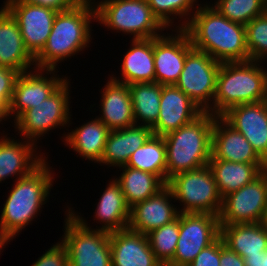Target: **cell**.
<instances>
[{
  "instance_id": "obj_38",
  "label": "cell",
  "mask_w": 267,
  "mask_h": 266,
  "mask_svg": "<svg viewBox=\"0 0 267 266\" xmlns=\"http://www.w3.org/2000/svg\"><path fill=\"white\" fill-rule=\"evenodd\" d=\"M187 266H220V237L196 256Z\"/></svg>"
},
{
  "instance_id": "obj_4",
  "label": "cell",
  "mask_w": 267,
  "mask_h": 266,
  "mask_svg": "<svg viewBox=\"0 0 267 266\" xmlns=\"http://www.w3.org/2000/svg\"><path fill=\"white\" fill-rule=\"evenodd\" d=\"M215 117L210 112H203L192 122L163 136L166 145V184L176 174L209 164Z\"/></svg>"
},
{
  "instance_id": "obj_47",
  "label": "cell",
  "mask_w": 267,
  "mask_h": 266,
  "mask_svg": "<svg viewBox=\"0 0 267 266\" xmlns=\"http://www.w3.org/2000/svg\"><path fill=\"white\" fill-rule=\"evenodd\" d=\"M162 266H175V265L167 263V264H163Z\"/></svg>"
},
{
  "instance_id": "obj_31",
  "label": "cell",
  "mask_w": 267,
  "mask_h": 266,
  "mask_svg": "<svg viewBox=\"0 0 267 266\" xmlns=\"http://www.w3.org/2000/svg\"><path fill=\"white\" fill-rule=\"evenodd\" d=\"M135 124L152 127L160 114L162 85L156 82L133 83L128 85ZM138 122V123H137Z\"/></svg>"
},
{
  "instance_id": "obj_18",
  "label": "cell",
  "mask_w": 267,
  "mask_h": 266,
  "mask_svg": "<svg viewBox=\"0 0 267 266\" xmlns=\"http://www.w3.org/2000/svg\"><path fill=\"white\" fill-rule=\"evenodd\" d=\"M171 199H174L173 193L166 185L157 194L131 207L128 228L146 235L175 220L179 209Z\"/></svg>"
},
{
  "instance_id": "obj_11",
  "label": "cell",
  "mask_w": 267,
  "mask_h": 266,
  "mask_svg": "<svg viewBox=\"0 0 267 266\" xmlns=\"http://www.w3.org/2000/svg\"><path fill=\"white\" fill-rule=\"evenodd\" d=\"M220 237L217 215L209 213H179V239L169 264L187 266L202 249Z\"/></svg>"
},
{
  "instance_id": "obj_10",
  "label": "cell",
  "mask_w": 267,
  "mask_h": 266,
  "mask_svg": "<svg viewBox=\"0 0 267 266\" xmlns=\"http://www.w3.org/2000/svg\"><path fill=\"white\" fill-rule=\"evenodd\" d=\"M220 66L221 63L206 52L193 48L186 56L184 68L175 85L204 112L212 114L211 102L215 96Z\"/></svg>"
},
{
  "instance_id": "obj_19",
  "label": "cell",
  "mask_w": 267,
  "mask_h": 266,
  "mask_svg": "<svg viewBox=\"0 0 267 266\" xmlns=\"http://www.w3.org/2000/svg\"><path fill=\"white\" fill-rule=\"evenodd\" d=\"M211 156L223 161L266 164L246 138L221 116L214 119Z\"/></svg>"
},
{
  "instance_id": "obj_45",
  "label": "cell",
  "mask_w": 267,
  "mask_h": 266,
  "mask_svg": "<svg viewBox=\"0 0 267 266\" xmlns=\"http://www.w3.org/2000/svg\"><path fill=\"white\" fill-rule=\"evenodd\" d=\"M261 223H262L263 227L267 231V206L265 208V213H264V216H263V219H262V222Z\"/></svg>"
},
{
  "instance_id": "obj_46",
  "label": "cell",
  "mask_w": 267,
  "mask_h": 266,
  "mask_svg": "<svg viewBox=\"0 0 267 266\" xmlns=\"http://www.w3.org/2000/svg\"><path fill=\"white\" fill-rule=\"evenodd\" d=\"M263 266H267V250L263 251Z\"/></svg>"
},
{
  "instance_id": "obj_24",
  "label": "cell",
  "mask_w": 267,
  "mask_h": 266,
  "mask_svg": "<svg viewBox=\"0 0 267 266\" xmlns=\"http://www.w3.org/2000/svg\"><path fill=\"white\" fill-rule=\"evenodd\" d=\"M152 128L146 125L134 124L127 128L110 130L101 164L122 167L129 157L140 148L152 135Z\"/></svg>"
},
{
  "instance_id": "obj_21",
  "label": "cell",
  "mask_w": 267,
  "mask_h": 266,
  "mask_svg": "<svg viewBox=\"0 0 267 266\" xmlns=\"http://www.w3.org/2000/svg\"><path fill=\"white\" fill-rule=\"evenodd\" d=\"M35 58L25 48L16 20L4 8L0 9V67L9 68L19 74L30 71Z\"/></svg>"
},
{
  "instance_id": "obj_9",
  "label": "cell",
  "mask_w": 267,
  "mask_h": 266,
  "mask_svg": "<svg viewBox=\"0 0 267 266\" xmlns=\"http://www.w3.org/2000/svg\"><path fill=\"white\" fill-rule=\"evenodd\" d=\"M70 81L67 80L47 99L34 108L24 111L16 120L15 128L24 137L36 143L37 139L44 136L52 128L67 126L71 119L69 112ZM36 140V141H35Z\"/></svg>"
},
{
  "instance_id": "obj_16",
  "label": "cell",
  "mask_w": 267,
  "mask_h": 266,
  "mask_svg": "<svg viewBox=\"0 0 267 266\" xmlns=\"http://www.w3.org/2000/svg\"><path fill=\"white\" fill-rule=\"evenodd\" d=\"M221 117L246 138L257 155L267 164V104L265 101L233 106Z\"/></svg>"
},
{
  "instance_id": "obj_35",
  "label": "cell",
  "mask_w": 267,
  "mask_h": 266,
  "mask_svg": "<svg viewBox=\"0 0 267 266\" xmlns=\"http://www.w3.org/2000/svg\"><path fill=\"white\" fill-rule=\"evenodd\" d=\"M195 2L197 0H147L153 15L165 28H169L174 23L172 21L174 18H171V15L176 16L175 18L178 16V18L184 19L185 17L184 22H181L182 24H179L180 26L178 25L173 31H176L177 28L184 29L186 27L190 16H192L191 11L194 8Z\"/></svg>"
},
{
  "instance_id": "obj_25",
  "label": "cell",
  "mask_w": 267,
  "mask_h": 266,
  "mask_svg": "<svg viewBox=\"0 0 267 266\" xmlns=\"http://www.w3.org/2000/svg\"><path fill=\"white\" fill-rule=\"evenodd\" d=\"M131 46L127 53H125L122 61L121 80H119L120 78L117 76L110 77L117 82L127 85L155 82L153 38L132 39Z\"/></svg>"
},
{
  "instance_id": "obj_2",
  "label": "cell",
  "mask_w": 267,
  "mask_h": 266,
  "mask_svg": "<svg viewBox=\"0 0 267 266\" xmlns=\"http://www.w3.org/2000/svg\"><path fill=\"white\" fill-rule=\"evenodd\" d=\"M91 1L82 0L72 9L57 13L47 43L35 57V66L31 69H56L58 62L89 47L90 23L96 20L95 5Z\"/></svg>"
},
{
  "instance_id": "obj_42",
  "label": "cell",
  "mask_w": 267,
  "mask_h": 266,
  "mask_svg": "<svg viewBox=\"0 0 267 266\" xmlns=\"http://www.w3.org/2000/svg\"><path fill=\"white\" fill-rule=\"evenodd\" d=\"M245 266H263V252L243 257Z\"/></svg>"
},
{
  "instance_id": "obj_26",
  "label": "cell",
  "mask_w": 267,
  "mask_h": 266,
  "mask_svg": "<svg viewBox=\"0 0 267 266\" xmlns=\"http://www.w3.org/2000/svg\"><path fill=\"white\" fill-rule=\"evenodd\" d=\"M208 165L213 172L222 198L251 183L267 170V164L223 161L221 159H214L212 156Z\"/></svg>"
},
{
  "instance_id": "obj_37",
  "label": "cell",
  "mask_w": 267,
  "mask_h": 266,
  "mask_svg": "<svg viewBox=\"0 0 267 266\" xmlns=\"http://www.w3.org/2000/svg\"><path fill=\"white\" fill-rule=\"evenodd\" d=\"M32 266H69V257L65 244L61 241L52 245Z\"/></svg>"
},
{
  "instance_id": "obj_39",
  "label": "cell",
  "mask_w": 267,
  "mask_h": 266,
  "mask_svg": "<svg viewBox=\"0 0 267 266\" xmlns=\"http://www.w3.org/2000/svg\"><path fill=\"white\" fill-rule=\"evenodd\" d=\"M18 75L19 73L13 69L0 67V103L9 106Z\"/></svg>"
},
{
  "instance_id": "obj_8",
  "label": "cell",
  "mask_w": 267,
  "mask_h": 266,
  "mask_svg": "<svg viewBox=\"0 0 267 266\" xmlns=\"http://www.w3.org/2000/svg\"><path fill=\"white\" fill-rule=\"evenodd\" d=\"M174 199L183 204L179 213H209L219 215L222 197L209 165L181 172L168 180Z\"/></svg>"
},
{
  "instance_id": "obj_22",
  "label": "cell",
  "mask_w": 267,
  "mask_h": 266,
  "mask_svg": "<svg viewBox=\"0 0 267 266\" xmlns=\"http://www.w3.org/2000/svg\"><path fill=\"white\" fill-rule=\"evenodd\" d=\"M0 138V183L13 175L17 176L15 180L27 176L46 158L37 155V145L32 141L22 143L5 135Z\"/></svg>"
},
{
  "instance_id": "obj_3",
  "label": "cell",
  "mask_w": 267,
  "mask_h": 266,
  "mask_svg": "<svg viewBox=\"0 0 267 266\" xmlns=\"http://www.w3.org/2000/svg\"><path fill=\"white\" fill-rule=\"evenodd\" d=\"M47 158L30 174L16 180L0 217V230L13 240L37 216L50 195L52 173ZM17 234V235H16Z\"/></svg>"
},
{
  "instance_id": "obj_44",
  "label": "cell",
  "mask_w": 267,
  "mask_h": 266,
  "mask_svg": "<svg viewBox=\"0 0 267 266\" xmlns=\"http://www.w3.org/2000/svg\"><path fill=\"white\" fill-rule=\"evenodd\" d=\"M11 239L0 230V252Z\"/></svg>"
},
{
  "instance_id": "obj_12",
  "label": "cell",
  "mask_w": 267,
  "mask_h": 266,
  "mask_svg": "<svg viewBox=\"0 0 267 266\" xmlns=\"http://www.w3.org/2000/svg\"><path fill=\"white\" fill-rule=\"evenodd\" d=\"M267 206V170L249 184L222 198L220 225L262 222Z\"/></svg>"
},
{
  "instance_id": "obj_34",
  "label": "cell",
  "mask_w": 267,
  "mask_h": 266,
  "mask_svg": "<svg viewBox=\"0 0 267 266\" xmlns=\"http://www.w3.org/2000/svg\"><path fill=\"white\" fill-rule=\"evenodd\" d=\"M213 7L230 21L246 25L267 11V0H217Z\"/></svg>"
},
{
  "instance_id": "obj_5",
  "label": "cell",
  "mask_w": 267,
  "mask_h": 266,
  "mask_svg": "<svg viewBox=\"0 0 267 266\" xmlns=\"http://www.w3.org/2000/svg\"><path fill=\"white\" fill-rule=\"evenodd\" d=\"M259 63L262 62L249 60L221 63L212 102V115L221 116L229 108L239 104L265 101L267 71Z\"/></svg>"
},
{
  "instance_id": "obj_29",
  "label": "cell",
  "mask_w": 267,
  "mask_h": 266,
  "mask_svg": "<svg viewBox=\"0 0 267 266\" xmlns=\"http://www.w3.org/2000/svg\"><path fill=\"white\" fill-rule=\"evenodd\" d=\"M109 132L110 129L96 117L64 134V140L80 157L100 164Z\"/></svg>"
},
{
  "instance_id": "obj_14",
  "label": "cell",
  "mask_w": 267,
  "mask_h": 266,
  "mask_svg": "<svg viewBox=\"0 0 267 266\" xmlns=\"http://www.w3.org/2000/svg\"><path fill=\"white\" fill-rule=\"evenodd\" d=\"M169 35L162 34L153 38L155 82L161 85L177 83L186 56L193 49L189 36L183 29H177L175 36Z\"/></svg>"
},
{
  "instance_id": "obj_23",
  "label": "cell",
  "mask_w": 267,
  "mask_h": 266,
  "mask_svg": "<svg viewBox=\"0 0 267 266\" xmlns=\"http://www.w3.org/2000/svg\"><path fill=\"white\" fill-rule=\"evenodd\" d=\"M101 120L110 130L123 129L135 124L130 90L127 84L111 77L102 90Z\"/></svg>"
},
{
  "instance_id": "obj_33",
  "label": "cell",
  "mask_w": 267,
  "mask_h": 266,
  "mask_svg": "<svg viewBox=\"0 0 267 266\" xmlns=\"http://www.w3.org/2000/svg\"><path fill=\"white\" fill-rule=\"evenodd\" d=\"M146 235L155 258L162 265L169 263L174 257L179 239V216Z\"/></svg>"
},
{
  "instance_id": "obj_40",
  "label": "cell",
  "mask_w": 267,
  "mask_h": 266,
  "mask_svg": "<svg viewBox=\"0 0 267 266\" xmlns=\"http://www.w3.org/2000/svg\"><path fill=\"white\" fill-rule=\"evenodd\" d=\"M6 1H21L33 5L43 6L53 9L56 12L72 9L82 0H6Z\"/></svg>"
},
{
  "instance_id": "obj_1",
  "label": "cell",
  "mask_w": 267,
  "mask_h": 266,
  "mask_svg": "<svg viewBox=\"0 0 267 266\" xmlns=\"http://www.w3.org/2000/svg\"><path fill=\"white\" fill-rule=\"evenodd\" d=\"M183 29L193 48L220 63L249 61L245 25L230 21L210 5L196 7Z\"/></svg>"
},
{
  "instance_id": "obj_36",
  "label": "cell",
  "mask_w": 267,
  "mask_h": 266,
  "mask_svg": "<svg viewBox=\"0 0 267 266\" xmlns=\"http://www.w3.org/2000/svg\"><path fill=\"white\" fill-rule=\"evenodd\" d=\"M245 28L250 60L264 61L267 58V11L246 24Z\"/></svg>"
},
{
  "instance_id": "obj_20",
  "label": "cell",
  "mask_w": 267,
  "mask_h": 266,
  "mask_svg": "<svg viewBox=\"0 0 267 266\" xmlns=\"http://www.w3.org/2000/svg\"><path fill=\"white\" fill-rule=\"evenodd\" d=\"M109 241L112 266H162L145 234L126 228L111 232Z\"/></svg>"
},
{
  "instance_id": "obj_30",
  "label": "cell",
  "mask_w": 267,
  "mask_h": 266,
  "mask_svg": "<svg viewBox=\"0 0 267 266\" xmlns=\"http://www.w3.org/2000/svg\"><path fill=\"white\" fill-rule=\"evenodd\" d=\"M121 175L115 180L120 184L129 208L157 194L167 184L157 175L128 166L119 167Z\"/></svg>"
},
{
  "instance_id": "obj_32",
  "label": "cell",
  "mask_w": 267,
  "mask_h": 266,
  "mask_svg": "<svg viewBox=\"0 0 267 266\" xmlns=\"http://www.w3.org/2000/svg\"><path fill=\"white\" fill-rule=\"evenodd\" d=\"M125 166L155 174L166 183V145L163 136L152 134L129 157Z\"/></svg>"
},
{
  "instance_id": "obj_41",
  "label": "cell",
  "mask_w": 267,
  "mask_h": 266,
  "mask_svg": "<svg viewBox=\"0 0 267 266\" xmlns=\"http://www.w3.org/2000/svg\"><path fill=\"white\" fill-rule=\"evenodd\" d=\"M220 266H245L244 259L224 245L220 237Z\"/></svg>"
},
{
  "instance_id": "obj_28",
  "label": "cell",
  "mask_w": 267,
  "mask_h": 266,
  "mask_svg": "<svg viewBox=\"0 0 267 266\" xmlns=\"http://www.w3.org/2000/svg\"><path fill=\"white\" fill-rule=\"evenodd\" d=\"M99 199L94 216L98 222H102L98 230L111 233L128 228L130 208L115 178L107 185Z\"/></svg>"
},
{
  "instance_id": "obj_17",
  "label": "cell",
  "mask_w": 267,
  "mask_h": 266,
  "mask_svg": "<svg viewBox=\"0 0 267 266\" xmlns=\"http://www.w3.org/2000/svg\"><path fill=\"white\" fill-rule=\"evenodd\" d=\"M159 108L158 120L151 127L152 133L157 136L177 130L204 112L176 85H162Z\"/></svg>"
},
{
  "instance_id": "obj_7",
  "label": "cell",
  "mask_w": 267,
  "mask_h": 266,
  "mask_svg": "<svg viewBox=\"0 0 267 266\" xmlns=\"http://www.w3.org/2000/svg\"><path fill=\"white\" fill-rule=\"evenodd\" d=\"M66 216L61 241L67 248L69 266H112L110 233L91 229L71 208Z\"/></svg>"
},
{
  "instance_id": "obj_6",
  "label": "cell",
  "mask_w": 267,
  "mask_h": 266,
  "mask_svg": "<svg viewBox=\"0 0 267 266\" xmlns=\"http://www.w3.org/2000/svg\"><path fill=\"white\" fill-rule=\"evenodd\" d=\"M94 4L97 22L108 29L133 35V40L159 37L165 29L153 15L147 0H102Z\"/></svg>"
},
{
  "instance_id": "obj_15",
  "label": "cell",
  "mask_w": 267,
  "mask_h": 266,
  "mask_svg": "<svg viewBox=\"0 0 267 266\" xmlns=\"http://www.w3.org/2000/svg\"><path fill=\"white\" fill-rule=\"evenodd\" d=\"M35 70L20 73L16 78L12 99L8 106L9 117H12L13 114L15 120L24 111L34 108L43 100L47 99L67 80V77L65 79L63 77L60 78L59 75L57 76L54 73L55 69ZM44 72L54 76L45 77Z\"/></svg>"
},
{
  "instance_id": "obj_43",
  "label": "cell",
  "mask_w": 267,
  "mask_h": 266,
  "mask_svg": "<svg viewBox=\"0 0 267 266\" xmlns=\"http://www.w3.org/2000/svg\"><path fill=\"white\" fill-rule=\"evenodd\" d=\"M8 106L5 103H0V122L9 119Z\"/></svg>"
},
{
  "instance_id": "obj_13",
  "label": "cell",
  "mask_w": 267,
  "mask_h": 266,
  "mask_svg": "<svg viewBox=\"0 0 267 266\" xmlns=\"http://www.w3.org/2000/svg\"><path fill=\"white\" fill-rule=\"evenodd\" d=\"M3 7L16 20L25 48L35 58L45 47L58 12L21 1H5Z\"/></svg>"
},
{
  "instance_id": "obj_27",
  "label": "cell",
  "mask_w": 267,
  "mask_h": 266,
  "mask_svg": "<svg viewBox=\"0 0 267 266\" xmlns=\"http://www.w3.org/2000/svg\"><path fill=\"white\" fill-rule=\"evenodd\" d=\"M220 237L242 258L267 250V231L261 222L220 225Z\"/></svg>"
}]
</instances>
